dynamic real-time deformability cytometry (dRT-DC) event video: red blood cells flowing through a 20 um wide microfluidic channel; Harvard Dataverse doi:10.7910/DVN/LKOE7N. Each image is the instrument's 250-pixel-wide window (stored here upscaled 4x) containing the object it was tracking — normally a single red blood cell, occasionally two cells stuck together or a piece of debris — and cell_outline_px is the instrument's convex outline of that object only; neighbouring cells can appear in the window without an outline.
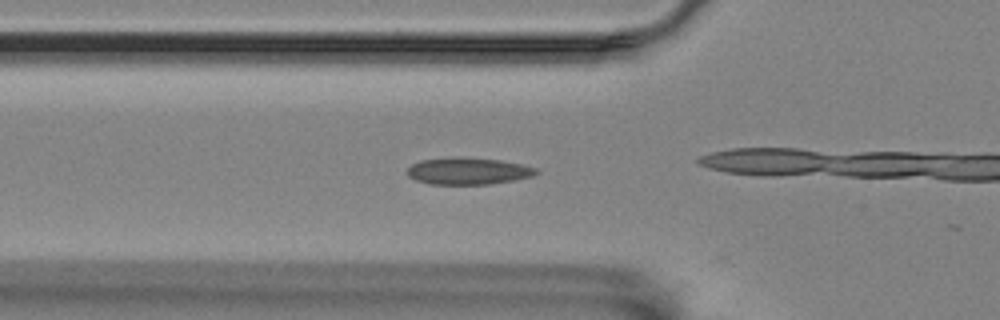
{"species": "Egyptian fruit bat (a non-hibernating species)", "species_latin": "Rousettus aegyptiacus", "temperature_condition": "room temperature", "stored_images_in_passage": 4, "camera_frame_rate_fps": 3000, "um_per_image_px": 0.085, "animal": {"sex": "female"}, "frame": {"image": 1, "passage_image": 2, "time_ms": 0.333, "image_size_px": [1000, 320], "cell_outline_px": [[540, 172], [532, 176], [516, 180], [492, 184], [428, 184], [416, 180], [408, 176], [408, 168], [412, 164], [420, 160], [452, 156], [456, 156], [500, 160], [520, 164], [536, 168]], "centroid_in_image_um": [39.78, 14.53], "position_along_channel_um": 86.0, "area_um2": 20.4}}